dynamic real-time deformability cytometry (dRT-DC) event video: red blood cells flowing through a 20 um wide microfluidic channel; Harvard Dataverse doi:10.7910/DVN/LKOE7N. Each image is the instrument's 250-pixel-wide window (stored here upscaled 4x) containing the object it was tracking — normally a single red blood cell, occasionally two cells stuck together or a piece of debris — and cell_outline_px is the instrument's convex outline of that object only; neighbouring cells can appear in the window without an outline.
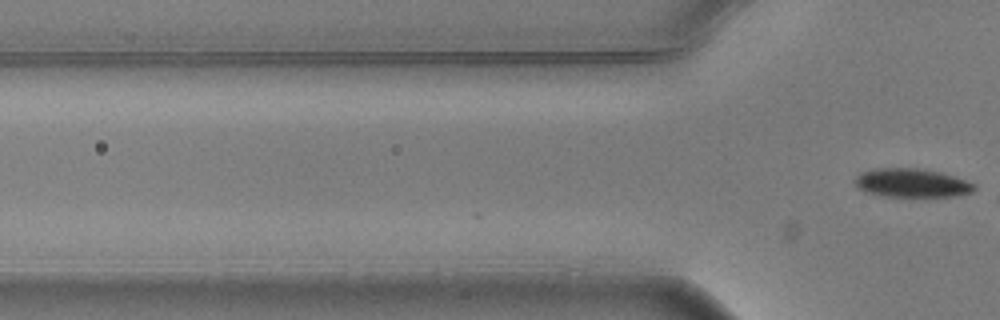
{"species": "common noctule bat (a hibernating species)", "species_latin": "Nyctalus noctula", "temperature_condition": "warm", "stored_images_in_passage": 2, "camera_frame_rate_fps": 3000, "um_per_image_px": 0.085, "animal": {"sex": "male", "body_mass_g": 20.5, "forearm_length_mm": 52.5}, "frame": {"image": 1, "passage_image": 2, "time_ms": 0.333, "image_size_px": [1000, 320], "cell_outline_px": [[976, 188], [972, 192], [956, 196], [880, 196], [864, 192], [856, 188], [852, 180], [860, 172], [872, 168], [916, 168], [940, 172], [976, 184]], "centroid_in_image_um": [77.41, 15.55], "position_along_channel_um": 48.4, "area_um2": 20.17}}